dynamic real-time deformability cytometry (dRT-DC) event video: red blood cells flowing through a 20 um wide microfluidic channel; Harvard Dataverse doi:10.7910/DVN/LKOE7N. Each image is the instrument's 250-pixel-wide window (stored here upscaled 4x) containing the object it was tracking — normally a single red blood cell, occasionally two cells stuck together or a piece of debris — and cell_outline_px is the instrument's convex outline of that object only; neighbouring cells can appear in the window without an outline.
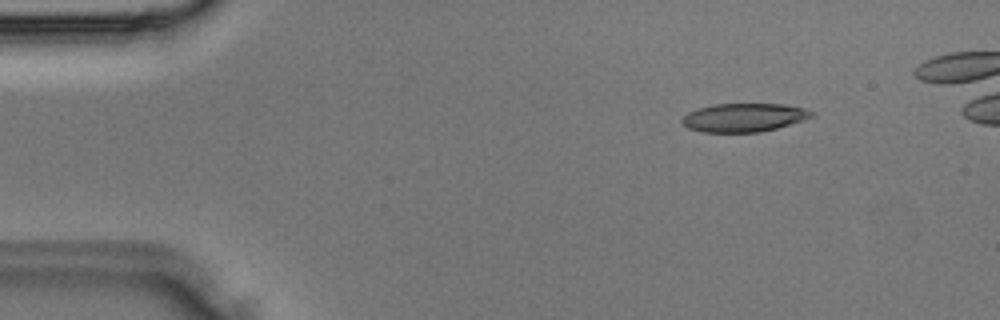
{"species": "Egyptian fruit bat (a non-hibernating species)", "species_latin": "Rousettus aegyptiacus", "temperature_condition": "room temperature", "stored_images_in_passage": 33, "camera_frame_rate_fps": 3000, "um_per_image_px": 0.085, "animal": {"sex": "male"}, "frame": {"image": 1, "passage_image": 5, "time_ms": 1.333, "image_size_px": [1000, 320], "cell_outline_px": [[816, 116], [804, 120], [776, 128], [760, 132], [704, 132], [688, 128], [680, 120], [688, 112], [696, 108], [712, 104], [784, 104], [804, 108], [816, 112]], "centroid_in_image_um": [63.26, 9.98], "position_along_channel_um": 21.7, "area_um2": 21.68}}
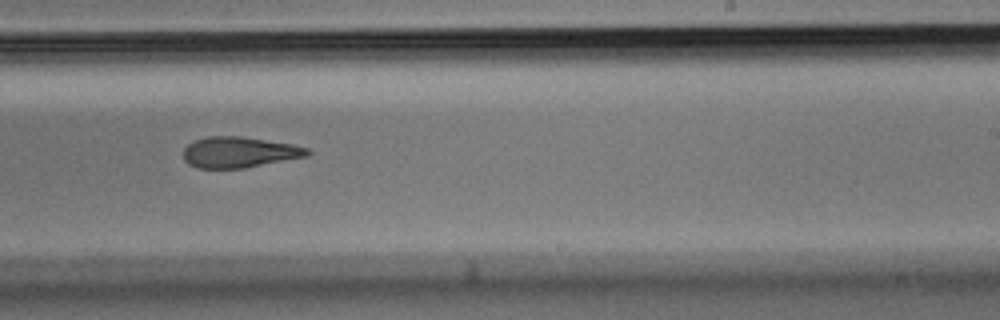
{"frame": {"image": 2, "passage_image": 22, "time_ms": 7.0, "image_size_px": [1000, 320], "cell_outline_px": [[312, 152], [308, 156], [244, 168], [196, 168], [188, 164], [184, 160], [184, 148], [188, 144], [196, 140], [208, 136], [244, 136], [292, 144], [308, 148]], "centroid_in_image_um": [20.34, 12.94], "position_along_channel_um": 268.7, "area_um2": 22.37}}
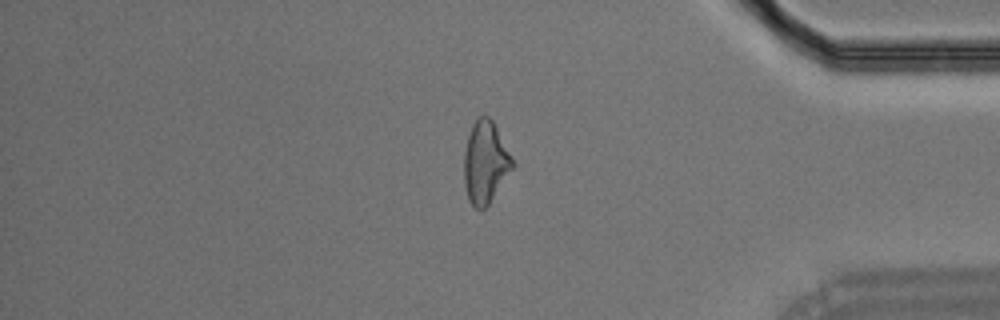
{"frame": {"image": 3, "passage_image": 30, "time_ms": 9.667, "image_size_px": [1000, 320], "cell_outline_px": [[516, 164], [488, 204], [480, 212], [468, 200], [464, 184], [464, 152], [468, 136], [472, 124], [480, 116], [488, 116], [492, 120], [512, 156]], "centroid_in_image_um": [41.25, 13.81], "position_along_channel_um": 393.9, "area_um2": 23.12}}